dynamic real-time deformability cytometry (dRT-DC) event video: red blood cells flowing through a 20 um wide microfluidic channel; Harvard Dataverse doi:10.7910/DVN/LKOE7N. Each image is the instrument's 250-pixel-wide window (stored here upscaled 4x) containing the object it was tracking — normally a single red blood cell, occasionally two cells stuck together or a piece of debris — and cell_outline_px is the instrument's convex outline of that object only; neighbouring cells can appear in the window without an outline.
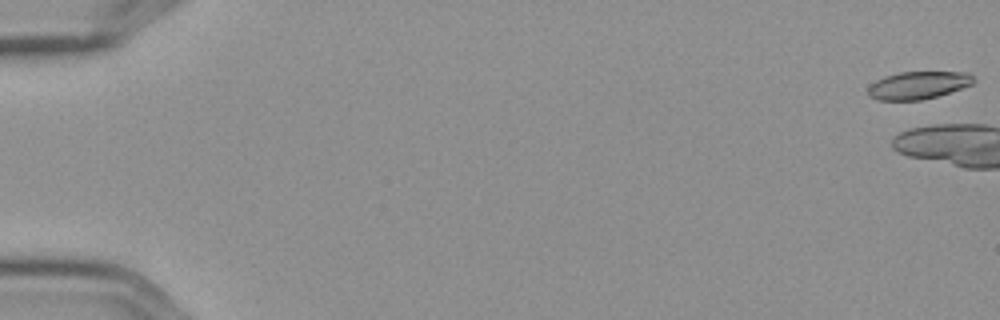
{"species": "Egyptian fruit bat (a non-hibernating species)", "species_latin": "Rousettus aegyptiacus", "temperature_condition": "cold", "stored_images_in_passage": 2, "camera_frame_rate_fps": 3000, "um_per_image_px": 0.085, "frame": {"image": 1, "passage_image": 1, "time_ms": 0.0, "image_size_px": [1000, 320], "cell_outline_px": [[976, 80], [972, 84], [936, 96], [920, 100], [876, 100], [868, 96], [868, 88], [876, 80], [884, 76], [900, 72], [968, 72]], "centroid_in_image_um": [78.02, 7.24], "position_along_channel_um": 7.0, "area_um2": 16.88}}